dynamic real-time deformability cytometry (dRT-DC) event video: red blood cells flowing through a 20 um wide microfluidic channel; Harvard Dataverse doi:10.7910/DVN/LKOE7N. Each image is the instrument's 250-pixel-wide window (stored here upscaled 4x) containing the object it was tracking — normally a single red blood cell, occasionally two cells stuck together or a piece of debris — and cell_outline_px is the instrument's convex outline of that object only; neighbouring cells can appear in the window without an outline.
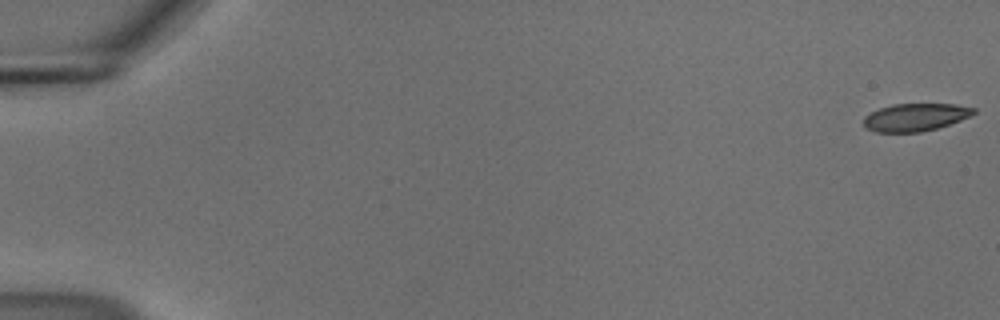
{"species": "common noctule bat (a hibernating species)", "species_latin": "Nyctalus noctula", "temperature_condition": "cold", "stored_images_in_passage": 55, "camera_frame_rate_fps": 3000, "um_per_image_px": 0.085, "animal": {"sex": "male", "body_mass_g": 18.8}, "frame": {"image": 1, "passage_image": 1, "time_ms": 0.0, "image_size_px": [1000, 320], "cell_outline_px": [[976, 112], [972, 116], [936, 128], [920, 132], [876, 132], [864, 128], [864, 116], [880, 108], [892, 104], [956, 104], [976, 108]], "centroid_in_image_um": [77.81, 9.96], "position_along_channel_um": 7.2, "area_um2": 17.74}}
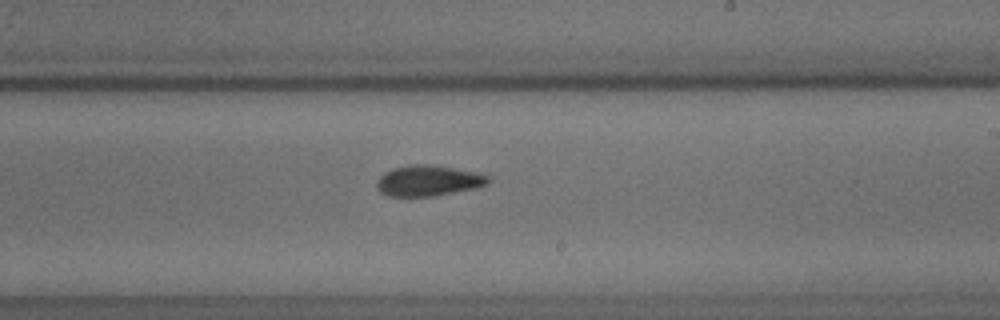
{"frame": {"image": 2, "passage_image": 34, "time_ms": 11.0, "image_size_px": [1000, 320], "cell_outline_px": [[488, 184], [480, 188], [432, 196], [388, 196], [380, 192], [376, 188], [376, 184], [380, 176], [384, 172], [392, 168], [408, 164], [428, 164], [488, 172]], "centroid_in_image_um": [36.48, 15.34], "position_along_channel_um": 252.5, "area_um2": 20.58}}
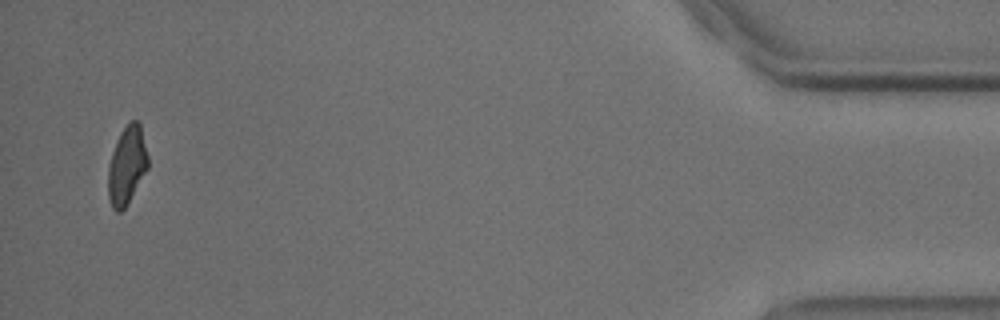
{"frame": {"image": 3, "passage_image": 54, "time_ms": 17.667, "image_size_px": [1000, 320], "cell_outline_px": [[148, 168], [128, 204], [120, 212], [116, 212], [112, 208], [108, 196], [108, 168], [112, 152], [116, 140], [120, 132], [128, 120], [140, 120], [148, 156]], "centroid_in_image_um": [10.79, 14.02], "position_along_channel_um": 424.4, "area_um2": 18.5}, "authors_computed_cell_mechanics": {"area_um2": 19.5364, "velocity_mm_per_s": 3.704, "shape_relaxation_time_tau1_ms": 7.5791, "shape_relaxation_time_tau2_ms": null, "deformation_change_tau1": 0.1463, "deformation_change_tau2": null}}